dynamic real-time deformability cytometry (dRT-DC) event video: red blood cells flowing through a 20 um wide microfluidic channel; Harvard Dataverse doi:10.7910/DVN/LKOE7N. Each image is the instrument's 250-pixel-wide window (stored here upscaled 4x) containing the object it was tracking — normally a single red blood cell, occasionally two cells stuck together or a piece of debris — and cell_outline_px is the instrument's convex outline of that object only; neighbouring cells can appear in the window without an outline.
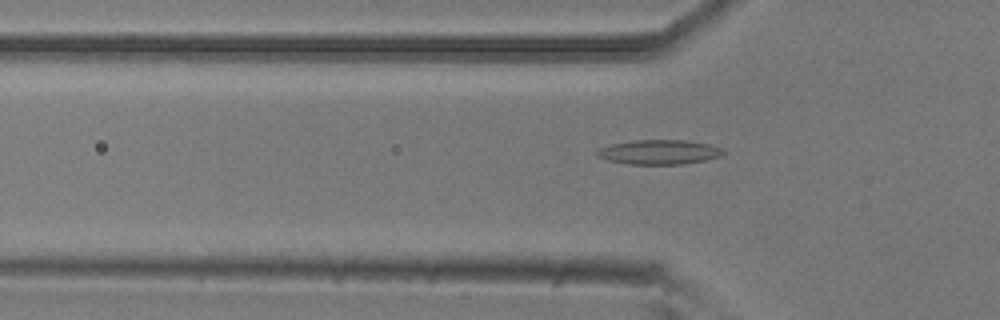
{"species": "common noctule bat (a hibernating species)", "species_latin": "Nyctalus noctula", "temperature_condition": "room temperature", "stored_images_in_passage": 44, "camera_frame_rate_fps": 3000, "um_per_image_px": 0.085, "animal": {"sex": "male", "body_mass_g": 20.5, "forearm_length_mm": 52.5}, "frame": {"image": 1, "passage_image": 8, "time_ms": 2.333, "image_size_px": [1000, 320], "cell_outline_px": [[724, 152], [720, 156], [704, 160], [684, 164], [628, 164], [608, 160], [596, 156], [596, 152], [600, 148], [612, 144], [632, 140], [688, 140], [708, 144], [720, 148]], "centroid_in_image_um": [56.0, 12.92], "position_along_channel_um": 69.8, "area_um2": 17.92}}
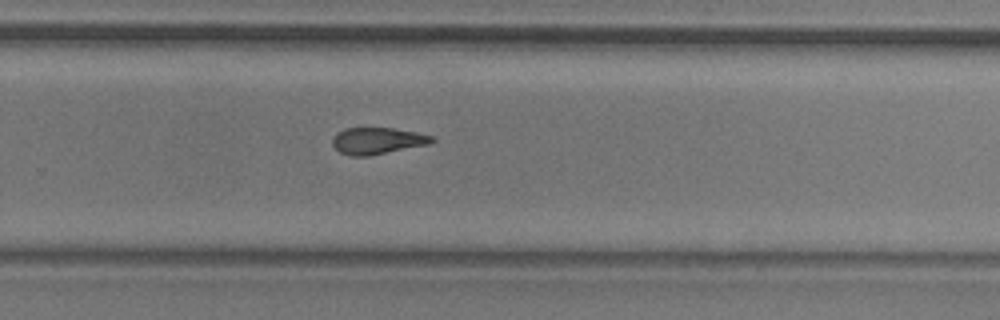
{"frame": {"image": 2, "passage_image": 26, "time_ms": 8.333, "image_size_px": [1000, 320], "cell_outline_px": [[436, 140], [428, 144], [368, 156], [352, 156], [340, 152], [332, 144], [332, 140], [344, 128], [392, 128], [416, 132], [432, 136]], "centroid_in_image_um": [32.09, 11.97], "position_along_channel_um": 297.7, "area_um2": 15.14}}
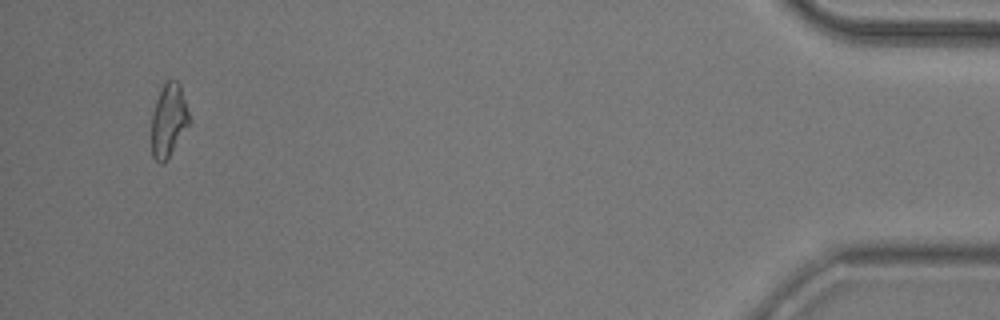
{"frame": {"image": 3, "passage_image": 42, "time_ms": 13.667, "image_size_px": [1000, 320], "cell_outline_px": [[188, 124], [164, 164], [160, 164], [152, 156], [152, 116], [156, 100], [164, 80], [176, 80], [180, 84], [188, 112]], "centroid_in_image_um": [14.3, 10.2], "position_along_channel_um": 420.9, "area_um2": 15.66}, "authors_computed_cell_mechanics": {"area_um2": 16.1262, "velocity_mm_per_s": 3.7889, "shape_relaxation_time_tau1_ms": null, "shape_relaxation_time_tau2_ms": 3.7408, "deformation_change_tau1": null, "deformation_change_tau2": 0.1174}}